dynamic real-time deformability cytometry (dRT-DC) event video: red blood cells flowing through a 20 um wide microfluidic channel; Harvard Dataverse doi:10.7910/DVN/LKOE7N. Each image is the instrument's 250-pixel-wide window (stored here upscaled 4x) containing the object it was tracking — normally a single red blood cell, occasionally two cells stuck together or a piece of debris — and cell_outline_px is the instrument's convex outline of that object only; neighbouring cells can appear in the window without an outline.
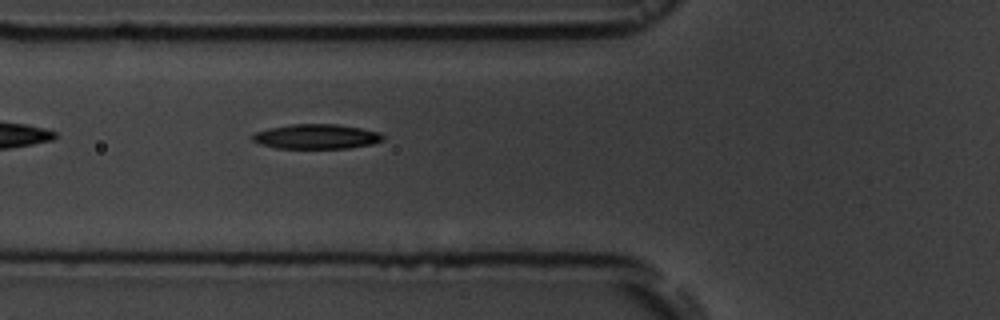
{"species": "common noctule bat (a hibernating species)", "species_latin": "Nyctalus noctula", "temperature_condition": "room temperature", "stored_images_in_passage": 6, "camera_frame_rate_fps": 3000, "um_per_image_px": 0.085, "animal": {"sex": "male", "body_mass_g": 19.5, "forearm_length_mm": 54.6}, "frame": {"image": 1, "passage_image": 6, "time_ms": 6.0, "image_size_px": [1000, 320], "cell_outline_px": [[384, 140], [372, 144], [348, 148], [276, 148], [260, 144], [252, 140], [252, 136], [256, 132], [268, 128], [292, 124], [336, 124], [360, 128], [380, 132], [384, 136]], "centroid_in_image_um": [26.91, 11.6], "position_along_channel_um": 98.9, "area_um2": 18.79}}